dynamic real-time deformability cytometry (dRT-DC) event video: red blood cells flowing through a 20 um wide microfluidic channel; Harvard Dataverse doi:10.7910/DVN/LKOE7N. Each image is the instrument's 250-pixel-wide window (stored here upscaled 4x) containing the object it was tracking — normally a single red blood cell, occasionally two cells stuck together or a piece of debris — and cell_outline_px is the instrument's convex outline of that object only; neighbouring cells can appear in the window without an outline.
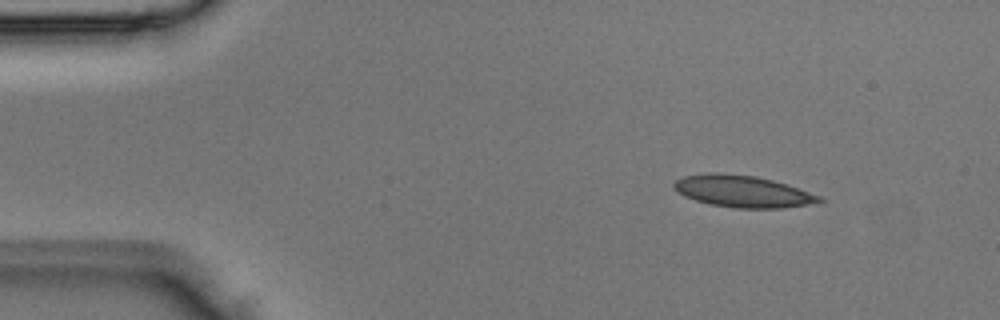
{"species": "Egyptian fruit bat (a non-hibernating species)", "species_latin": "Rousettus aegyptiacus", "temperature_condition": "room temperature", "stored_images_in_passage": 3, "camera_frame_rate_fps": 3000, "um_per_image_px": 0.085, "animal": {"sex": "male"}, "frame": {"image": 1, "passage_image": 1, "time_ms": 0.0, "image_size_px": [1000, 320], "cell_outline_px": [[824, 200], [816, 204], [784, 208], [736, 208], [708, 204], [684, 196], [676, 192], [672, 188], [672, 184], [676, 180], [684, 176], [708, 172], [720, 172], [756, 176], [772, 180], [820, 196]], "centroid_in_image_um": [63.08, 16.27], "position_along_channel_um": 21.9, "area_um2": 27.11}}